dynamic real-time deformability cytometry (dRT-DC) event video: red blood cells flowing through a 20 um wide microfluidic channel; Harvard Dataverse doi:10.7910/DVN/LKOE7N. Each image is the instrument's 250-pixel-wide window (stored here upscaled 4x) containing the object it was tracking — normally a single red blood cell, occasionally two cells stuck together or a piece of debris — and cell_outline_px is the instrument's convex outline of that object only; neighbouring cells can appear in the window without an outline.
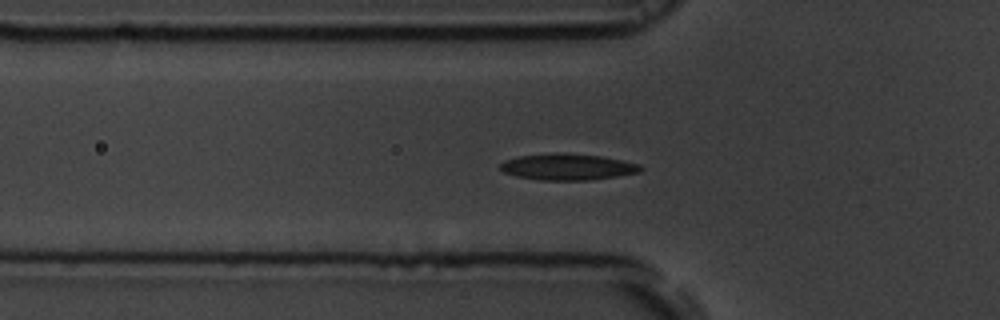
{"species": "common noctule bat (a hibernating species)", "species_latin": "Nyctalus noctula", "temperature_condition": "room temperature", "stored_images_in_passage": 49, "camera_frame_rate_fps": 3000, "um_per_image_px": 0.085, "animal": {"sex": "male", "body_mass_g": 19.5, "forearm_length_mm": 54.6}, "frame": {"image": 1, "passage_image": 11, "time_ms": 3.333, "image_size_px": [1000, 320], "cell_outline_px": [[644, 168], [640, 172], [616, 176], [588, 180], [540, 180], [516, 176], [504, 172], [500, 168], [500, 164], [504, 160], [520, 156], [556, 152], [564, 152], [600, 156], [640, 164]], "centroid_in_image_um": [48.24, 14.18], "position_along_channel_um": 77.6, "area_um2": 21.5}}
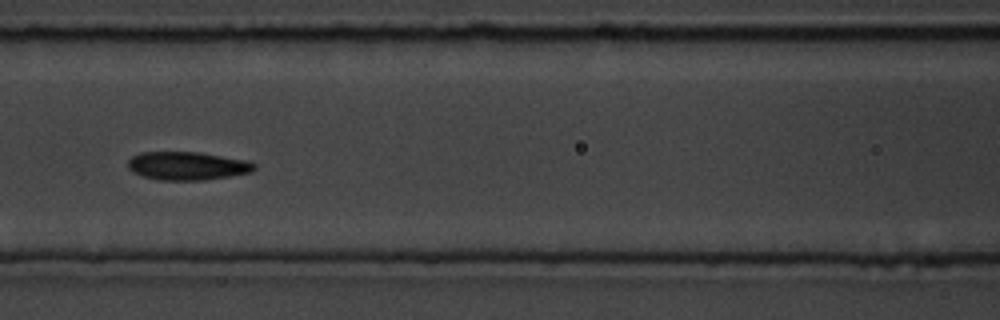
{"frame": {"image": 2, "passage_image": 17, "time_ms": 5.333, "image_size_px": [1000, 320], "cell_outline_px": [[256, 168], [252, 172], [204, 180], [156, 180], [132, 172], [128, 168], [128, 160], [132, 156], [140, 152], [200, 152], [248, 160], [256, 164]], "centroid_in_image_um": [15.92, 14.09], "position_along_channel_um": 150.7, "area_um2": 20.98}}
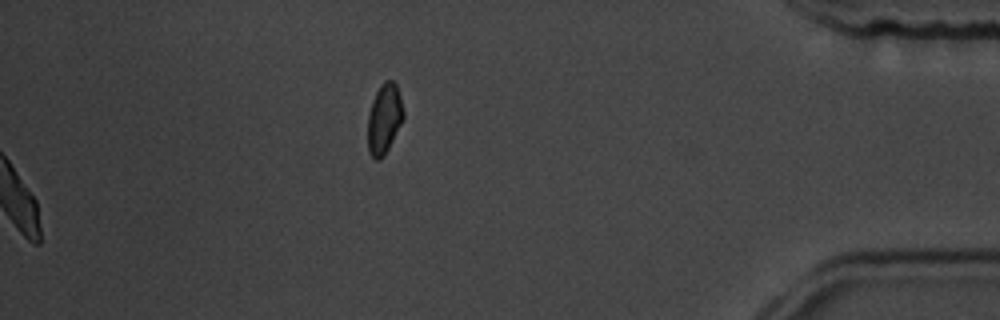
{"frame": {"image": 3, "passage_image": 49, "time_ms": 16.0, "image_size_px": [1000, 320], "cell_outline_px": [[404, 116], [384, 156], [380, 160], [376, 160], [368, 152], [368, 116], [372, 100], [380, 84], [384, 80], [392, 80], [396, 84], [400, 96], [404, 112]], "centroid_in_image_um": [32.64, 10.08], "position_along_channel_um": 402.6, "area_um2": 14.45}, "authors_computed_cell_mechanics": {"area_um2": 20.4034, "velocity_mm_per_s": 3.6357, "shape_relaxation_time_tau1_ms": 4.427, "shape_relaxation_time_tau2_ms": 1.2986, "deformation_change_tau1": 0.1286, "deformation_change_tau2": 0.0647}}